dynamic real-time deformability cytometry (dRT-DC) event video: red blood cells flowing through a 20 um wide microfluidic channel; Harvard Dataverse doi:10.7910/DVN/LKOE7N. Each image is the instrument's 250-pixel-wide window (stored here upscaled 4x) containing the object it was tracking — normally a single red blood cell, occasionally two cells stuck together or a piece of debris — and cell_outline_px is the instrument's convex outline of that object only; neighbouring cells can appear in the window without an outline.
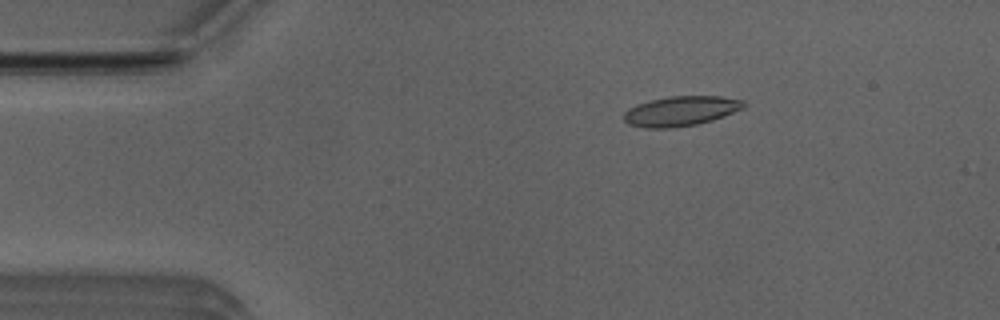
{"species": "Egyptian fruit bat (a non-hibernating species)", "species_latin": "Rousettus aegyptiacus", "temperature_condition": "room temperature", "stored_images_in_passage": 41, "camera_frame_rate_fps": 3000, "um_per_image_px": 0.085, "animal": {"sex": "male"}, "frame": {"image": 1, "passage_image": 2, "time_ms": 0.333, "image_size_px": [1000, 320], "cell_outline_px": [[744, 108], [712, 120], [696, 124], [668, 128], [644, 128], [628, 124], [624, 120], [624, 112], [628, 108], [636, 104], [668, 96], [720, 96], [744, 100]], "centroid_in_image_um": [57.84, 9.43], "position_along_channel_um": 27.2, "area_um2": 20.75}}
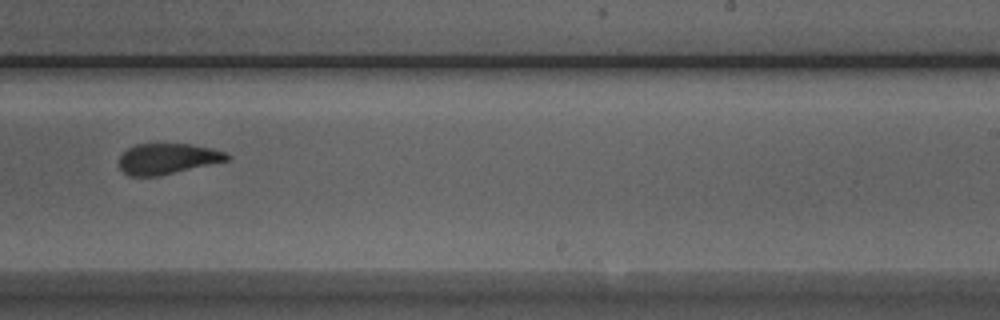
{"frame": {"image": 2, "passage_image": 25, "time_ms": 8.0, "image_size_px": [1000, 320], "cell_outline_px": [[228, 160], [156, 176], [128, 176], [120, 168], [120, 156], [128, 148], [136, 144], [192, 144], [212, 148], [224, 152], [228, 156]], "centroid_in_image_um": [14.2, 13.48], "position_along_channel_um": 274.8, "area_um2": 18.9}}
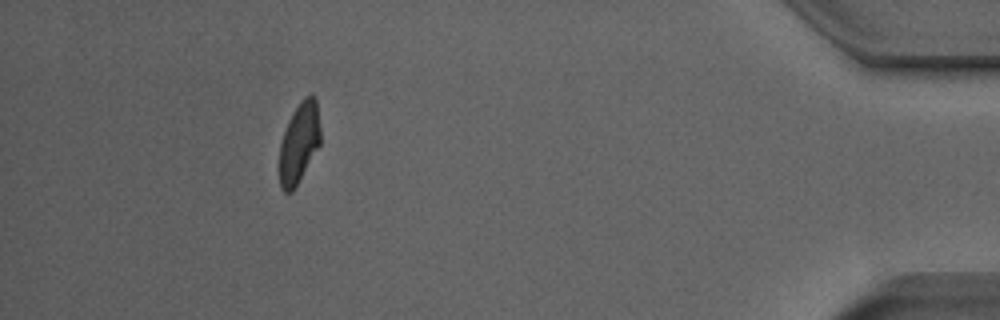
{"frame": {"image": 3, "passage_image": 40, "time_ms": 13.0, "image_size_px": [1000, 320], "cell_outline_px": [[320, 144], [292, 192], [284, 192], [280, 188], [280, 144], [288, 120], [292, 112], [300, 100], [304, 96], [312, 92], [316, 100], [320, 128]], "centroid_in_image_um": [25.43, 12.09], "position_along_channel_um": 409.8, "area_um2": 19.13}, "authors_computed_cell_mechanics": {"area_um2": 20.4612, "velocity_mm_per_s": 3.971, "shape_relaxation_time_tau1_ms": 5.4926, "shape_relaxation_time_tau2_ms": 1.7469, "deformation_change_tau1": 0.1847, "deformation_change_tau2": 0.0981}}